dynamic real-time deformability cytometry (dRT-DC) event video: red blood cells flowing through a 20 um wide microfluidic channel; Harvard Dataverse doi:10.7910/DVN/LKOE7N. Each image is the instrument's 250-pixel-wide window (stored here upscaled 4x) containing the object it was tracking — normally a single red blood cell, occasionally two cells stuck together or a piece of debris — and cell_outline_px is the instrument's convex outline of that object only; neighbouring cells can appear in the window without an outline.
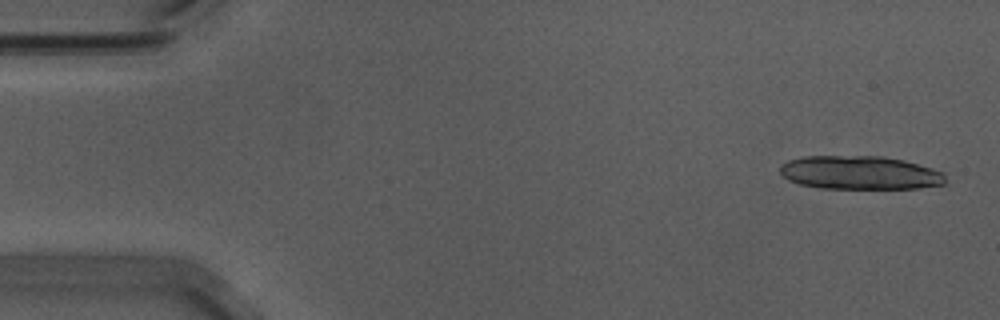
{"species": "Egyptian fruit bat (a non-hibernating species)", "species_latin": "Rousettus aegyptiacus", "temperature_condition": "warm", "stored_images_in_passage": 15, "camera_frame_rate_fps": 3000, "um_per_image_px": 0.085, "animal": {"sex": "male"}, "frame": {"image": 1, "passage_image": 2, "time_ms": 0.333, "image_size_px": [1000, 320], "cell_outline_px": [[944, 184], [920, 188], [820, 188], [800, 184], [788, 180], [780, 172], [780, 164], [788, 160], [804, 156], [884, 156], [904, 160], [932, 168], [944, 172]], "centroid_in_image_um": [73.08, 14.67], "position_along_channel_um": 11.9, "area_um2": 32.37}}